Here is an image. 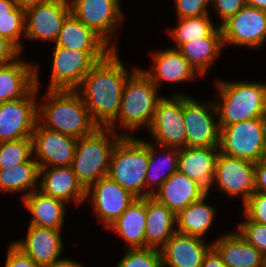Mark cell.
<instances>
[{"instance_id":"obj_1","label":"cell","mask_w":266,"mask_h":267,"mask_svg":"<svg viewBox=\"0 0 266 267\" xmlns=\"http://www.w3.org/2000/svg\"><path fill=\"white\" fill-rule=\"evenodd\" d=\"M137 67L128 71L118 50H112L91 69L76 89L98 127L108 128L117 119L125 82Z\"/></svg>"},{"instance_id":"obj_2","label":"cell","mask_w":266,"mask_h":267,"mask_svg":"<svg viewBox=\"0 0 266 267\" xmlns=\"http://www.w3.org/2000/svg\"><path fill=\"white\" fill-rule=\"evenodd\" d=\"M38 103V122L47 129L76 139L92 134L98 126L76 90H49Z\"/></svg>"},{"instance_id":"obj_3","label":"cell","mask_w":266,"mask_h":267,"mask_svg":"<svg viewBox=\"0 0 266 267\" xmlns=\"http://www.w3.org/2000/svg\"><path fill=\"white\" fill-rule=\"evenodd\" d=\"M159 92L142 68H137L125 82L119 114L108 128L117 133V126H120L127 131H122V136H134L128 132H137L141 127L148 130L157 103L163 97L158 95Z\"/></svg>"},{"instance_id":"obj_4","label":"cell","mask_w":266,"mask_h":267,"mask_svg":"<svg viewBox=\"0 0 266 267\" xmlns=\"http://www.w3.org/2000/svg\"><path fill=\"white\" fill-rule=\"evenodd\" d=\"M214 98L219 128L241 121L263 118L266 111V82L215 79Z\"/></svg>"},{"instance_id":"obj_5","label":"cell","mask_w":266,"mask_h":267,"mask_svg":"<svg viewBox=\"0 0 266 267\" xmlns=\"http://www.w3.org/2000/svg\"><path fill=\"white\" fill-rule=\"evenodd\" d=\"M148 165L149 141L122 136L113 147L108 176L137 198H145Z\"/></svg>"},{"instance_id":"obj_6","label":"cell","mask_w":266,"mask_h":267,"mask_svg":"<svg viewBox=\"0 0 266 267\" xmlns=\"http://www.w3.org/2000/svg\"><path fill=\"white\" fill-rule=\"evenodd\" d=\"M121 137V133L110 128L98 127L92 134L77 139L71 168L86 190L108 176L111 153Z\"/></svg>"},{"instance_id":"obj_7","label":"cell","mask_w":266,"mask_h":267,"mask_svg":"<svg viewBox=\"0 0 266 267\" xmlns=\"http://www.w3.org/2000/svg\"><path fill=\"white\" fill-rule=\"evenodd\" d=\"M49 90H76L91 69L111 51H79L53 48Z\"/></svg>"},{"instance_id":"obj_8","label":"cell","mask_w":266,"mask_h":267,"mask_svg":"<svg viewBox=\"0 0 266 267\" xmlns=\"http://www.w3.org/2000/svg\"><path fill=\"white\" fill-rule=\"evenodd\" d=\"M219 152L258 162L266 157L263 118H253L220 128Z\"/></svg>"},{"instance_id":"obj_9","label":"cell","mask_w":266,"mask_h":267,"mask_svg":"<svg viewBox=\"0 0 266 267\" xmlns=\"http://www.w3.org/2000/svg\"><path fill=\"white\" fill-rule=\"evenodd\" d=\"M183 117L186 147L219 148L220 128L214 100L199 101L184 93Z\"/></svg>"},{"instance_id":"obj_10","label":"cell","mask_w":266,"mask_h":267,"mask_svg":"<svg viewBox=\"0 0 266 267\" xmlns=\"http://www.w3.org/2000/svg\"><path fill=\"white\" fill-rule=\"evenodd\" d=\"M38 70L36 66V87L27 96L0 104V142L32 138L38 122Z\"/></svg>"},{"instance_id":"obj_11","label":"cell","mask_w":266,"mask_h":267,"mask_svg":"<svg viewBox=\"0 0 266 267\" xmlns=\"http://www.w3.org/2000/svg\"><path fill=\"white\" fill-rule=\"evenodd\" d=\"M69 1L71 12L78 19L99 35L113 50H118L117 42L110 39L118 32L121 22L124 21L120 0Z\"/></svg>"},{"instance_id":"obj_12","label":"cell","mask_w":266,"mask_h":267,"mask_svg":"<svg viewBox=\"0 0 266 267\" xmlns=\"http://www.w3.org/2000/svg\"><path fill=\"white\" fill-rule=\"evenodd\" d=\"M147 131L158 145L186 147L183 93H173L171 98L163 96L158 101L153 121Z\"/></svg>"},{"instance_id":"obj_13","label":"cell","mask_w":266,"mask_h":267,"mask_svg":"<svg viewBox=\"0 0 266 267\" xmlns=\"http://www.w3.org/2000/svg\"><path fill=\"white\" fill-rule=\"evenodd\" d=\"M225 45L258 49L266 42V11L245 5L220 25Z\"/></svg>"},{"instance_id":"obj_14","label":"cell","mask_w":266,"mask_h":267,"mask_svg":"<svg viewBox=\"0 0 266 267\" xmlns=\"http://www.w3.org/2000/svg\"><path fill=\"white\" fill-rule=\"evenodd\" d=\"M228 197H240L244 204L255 192V163L219 152L213 185ZM239 195V196H238Z\"/></svg>"},{"instance_id":"obj_15","label":"cell","mask_w":266,"mask_h":267,"mask_svg":"<svg viewBox=\"0 0 266 267\" xmlns=\"http://www.w3.org/2000/svg\"><path fill=\"white\" fill-rule=\"evenodd\" d=\"M136 198L109 176L101 178L86 190V200L90 199L91 208L105 228L117 220Z\"/></svg>"},{"instance_id":"obj_16","label":"cell","mask_w":266,"mask_h":267,"mask_svg":"<svg viewBox=\"0 0 266 267\" xmlns=\"http://www.w3.org/2000/svg\"><path fill=\"white\" fill-rule=\"evenodd\" d=\"M33 157L40 168L71 166L77 139L37 122L32 134Z\"/></svg>"},{"instance_id":"obj_17","label":"cell","mask_w":266,"mask_h":267,"mask_svg":"<svg viewBox=\"0 0 266 267\" xmlns=\"http://www.w3.org/2000/svg\"><path fill=\"white\" fill-rule=\"evenodd\" d=\"M71 13L69 0H51L25 11V39L56 42L66 17Z\"/></svg>"},{"instance_id":"obj_18","label":"cell","mask_w":266,"mask_h":267,"mask_svg":"<svg viewBox=\"0 0 266 267\" xmlns=\"http://www.w3.org/2000/svg\"><path fill=\"white\" fill-rule=\"evenodd\" d=\"M61 230L29 225L25 238L11 243L36 264L44 267L59 261L64 249Z\"/></svg>"},{"instance_id":"obj_19","label":"cell","mask_w":266,"mask_h":267,"mask_svg":"<svg viewBox=\"0 0 266 267\" xmlns=\"http://www.w3.org/2000/svg\"><path fill=\"white\" fill-rule=\"evenodd\" d=\"M152 63L154 65L152 70L142 69L143 72L150 78V80L161 88L162 82L167 83H182L194 80L197 76V71L190 65L182 53L173 48H165L150 52Z\"/></svg>"},{"instance_id":"obj_20","label":"cell","mask_w":266,"mask_h":267,"mask_svg":"<svg viewBox=\"0 0 266 267\" xmlns=\"http://www.w3.org/2000/svg\"><path fill=\"white\" fill-rule=\"evenodd\" d=\"M204 238L175 232L160 249L162 267H201L212 248Z\"/></svg>"},{"instance_id":"obj_21","label":"cell","mask_w":266,"mask_h":267,"mask_svg":"<svg viewBox=\"0 0 266 267\" xmlns=\"http://www.w3.org/2000/svg\"><path fill=\"white\" fill-rule=\"evenodd\" d=\"M39 190L44 194L77 206L86 201V189L77 179L71 166L40 168Z\"/></svg>"},{"instance_id":"obj_22","label":"cell","mask_w":266,"mask_h":267,"mask_svg":"<svg viewBox=\"0 0 266 267\" xmlns=\"http://www.w3.org/2000/svg\"><path fill=\"white\" fill-rule=\"evenodd\" d=\"M219 148H179L178 171L199 183L208 193L212 189Z\"/></svg>"},{"instance_id":"obj_23","label":"cell","mask_w":266,"mask_h":267,"mask_svg":"<svg viewBox=\"0 0 266 267\" xmlns=\"http://www.w3.org/2000/svg\"><path fill=\"white\" fill-rule=\"evenodd\" d=\"M206 193L199 183L177 171L160 186L153 197L177 215Z\"/></svg>"},{"instance_id":"obj_24","label":"cell","mask_w":266,"mask_h":267,"mask_svg":"<svg viewBox=\"0 0 266 267\" xmlns=\"http://www.w3.org/2000/svg\"><path fill=\"white\" fill-rule=\"evenodd\" d=\"M36 87V66L21 60L0 66V104L27 96Z\"/></svg>"},{"instance_id":"obj_25","label":"cell","mask_w":266,"mask_h":267,"mask_svg":"<svg viewBox=\"0 0 266 267\" xmlns=\"http://www.w3.org/2000/svg\"><path fill=\"white\" fill-rule=\"evenodd\" d=\"M212 247L228 267H265L266 257L238 231L219 236Z\"/></svg>"},{"instance_id":"obj_26","label":"cell","mask_w":266,"mask_h":267,"mask_svg":"<svg viewBox=\"0 0 266 267\" xmlns=\"http://www.w3.org/2000/svg\"><path fill=\"white\" fill-rule=\"evenodd\" d=\"M176 232V214L153 196L146 197V247L161 249Z\"/></svg>"},{"instance_id":"obj_27","label":"cell","mask_w":266,"mask_h":267,"mask_svg":"<svg viewBox=\"0 0 266 267\" xmlns=\"http://www.w3.org/2000/svg\"><path fill=\"white\" fill-rule=\"evenodd\" d=\"M22 200L24 208L31 213L29 225L62 230L65 221L66 202L34 190Z\"/></svg>"},{"instance_id":"obj_28","label":"cell","mask_w":266,"mask_h":267,"mask_svg":"<svg viewBox=\"0 0 266 267\" xmlns=\"http://www.w3.org/2000/svg\"><path fill=\"white\" fill-rule=\"evenodd\" d=\"M146 197L136 198L107 229L117 233L128 245L124 249L146 248Z\"/></svg>"},{"instance_id":"obj_29","label":"cell","mask_w":266,"mask_h":267,"mask_svg":"<svg viewBox=\"0 0 266 267\" xmlns=\"http://www.w3.org/2000/svg\"><path fill=\"white\" fill-rule=\"evenodd\" d=\"M55 46L79 51H112L113 49L72 12L66 17Z\"/></svg>"},{"instance_id":"obj_30","label":"cell","mask_w":266,"mask_h":267,"mask_svg":"<svg viewBox=\"0 0 266 267\" xmlns=\"http://www.w3.org/2000/svg\"><path fill=\"white\" fill-rule=\"evenodd\" d=\"M224 47L219 26L210 36L185 43L178 50L197 73L204 76Z\"/></svg>"},{"instance_id":"obj_31","label":"cell","mask_w":266,"mask_h":267,"mask_svg":"<svg viewBox=\"0 0 266 267\" xmlns=\"http://www.w3.org/2000/svg\"><path fill=\"white\" fill-rule=\"evenodd\" d=\"M40 167L33 156L26 162L10 168L0 169V192L22 193L24 199L39 189Z\"/></svg>"},{"instance_id":"obj_32","label":"cell","mask_w":266,"mask_h":267,"mask_svg":"<svg viewBox=\"0 0 266 267\" xmlns=\"http://www.w3.org/2000/svg\"><path fill=\"white\" fill-rule=\"evenodd\" d=\"M208 195L207 192L176 215V232L199 238L205 236L216 214L215 206L206 202Z\"/></svg>"},{"instance_id":"obj_33","label":"cell","mask_w":266,"mask_h":267,"mask_svg":"<svg viewBox=\"0 0 266 267\" xmlns=\"http://www.w3.org/2000/svg\"><path fill=\"white\" fill-rule=\"evenodd\" d=\"M156 145L149 141V165L145 176L146 197L153 196L160 186L178 171L179 148L157 145L163 150L159 153L163 152L164 155L163 158H158Z\"/></svg>"},{"instance_id":"obj_34","label":"cell","mask_w":266,"mask_h":267,"mask_svg":"<svg viewBox=\"0 0 266 267\" xmlns=\"http://www.w3.org/2000/svg\"><path fill=\"white\" fill-rule=\"evenodd\" d=\"M210 17V14H207L198 17L177 18L178 25L167 30L176 44L175 49H179L190 41L210 36L219 27V24L215 26Z\"/></svg>"},{"instance_id":"obj_35","label":"cell","mask_w":266,"mask_h":267,"mask_svg":"<svg viewBox=\"0 0 266 267\" xmlns=\"http://www.w3.org/2000/svg\"><path fill=\"white\" fill-rule=\"evenodd\" d=\"M0 36L8 39L22 52L25 11L17 7L13 0H0Z\"/></svg>"},{"instance_id":"obj_36","label":"cell","mask_w":266,"mask_h":267,"mask_svg":"<svg viewBox=\"0 0 266 267\" xmlns=\"http://www.w3.org/2000/svg\"><path fill=\"white\" fill-rule=\"evenodd\" d=\"M32 155V138L0 142V169H6L24 163Z\"/></svg>"},{"instance_id":"obj_37","label":"cell","mask_w":266,"mask_h":267,"mask_svg":"<svg viewBox=\"0 0 266 267\" xmlns=\"http://www.w3.org/2000/svg\"><path fill=\"white\" fill-rule=\"evenodd\" d=\"M123 250L124 255L115 267H162L159 249L146 247Z\"/></svg>"},{"instance_id":"obj_38","label":"cell","mask_w":266,"mask_h":267,"mask_svg":"<svg viewBox=\"0 0 266 267\" xmlns=\"http://www.w3.org/2000/svg\"><path fill=\"white\" fill-rule=\"evenodd\" d=\"M244 217L245 220L238 224L237 231L266 257V224H259Z\"/></svg>"},{"instance_id":"obj_39","label":"cell","mask_w":266,"mask_h":267,"mask_svg":"<svg viewBox=\"0 0 266 267\" xmlns=\"http://www.w3.org/2000/svg\"><path fill=\"white\" fill-rule=\"evenodd\" d=\"M243 215L250 221L266 224V195L254 192L243 204Z\"/></svg>"},{"instance_id":"obj_40","label":"cell","mask_w":266,"mask_h":267,"mask_svg":"<svg viewBox=\"0 0 266 267\" xmlns=\"http://www.w3.org/2000/svg\"><path fill=\"white\" fill-rule=\"evenodd\" d=\"M177 18L198 17L209 14L211 0H174Z\"/></svg>"},{"instance_id":"obj_41","label":"cell","mask_w":266,"mask_h":267,"mask_svg":"<svg viewBox=\"0 0 266 267\" xmlns=\"http://www.w3.org/2000/svg\"><path fill=\"white\" fill-rule=\"evenodd\" d=\"M211 5L223 23L235 15L246 4L244 0H211Z\"/></svg>"},{"instance_id":"obj_42","label":"cell","mask_w":266,"mask_h":267,"mask_svg":"<svg viewBox=\"0 0 266 267\" xmlns=\"http://www.w3.org/2000/svg\"><path fill=\"white\" fill-rule=\"evenodd\" d=\"M4 267H42L36 264L30 257L22 253L11 242L7 248V256Z\"/></svg>"},{"instance_id":"obj_43","label":"cell","mask_w":266,"mask_h":267,"mask_svg":"<svg viewBox=\"0 0 266 267\" xmlns=\"http://www.w3.org/2000/svg\"><path fill=\"white\" fill-rule=\"evenodd\" d=\"M20 54L22 52L12 42L0 36V66L13 62Z\"/></svg>"},{"instance_id":"obj_44","label":"cell","mask_w":266,"mask_h":267,"mask_svg":"<svg viewBox=\"0 0 266 267\" xmlns=\"http://www.w3.org/2000/svg\"><path fill=\"white\" fill-rule=\"evenodd\" d=\"M255 192L266 195V157L255 163Z\"/></svg>"},{"instance_id":"obj_45","label":"cell","mask_w":266,"mask_h":267,"mask_svg":"<svg viewBox=\"0 0 266 267\" xmlns=\"http://www.w3.org/2000/svg\"><path fill=\"white\" fill-rule=\"evenodd\" d=\"M201 267H228L222 260L221 256L212 247L204 256Z\"/></svg>"},{"instance_id":"obj_46","label":"cell","mask_w":266,"mask_h":267,"mask_svg":"<svg viewBox=\"0 0 266 267\" xmlns=\"http://www.w3.org/2000/svg\"><path fill=\"white\" fill-rule=\"evenodd\" d=\"M13 1L16 3L17 7L26 11L32 7L37 6V5L48 3L51 0H13Z\"/></svg>"},{"instance_id":"obj_47","label":"cell","mask_w":266,"mask_h":267,"mask_svg":"<svg viewBox=\"0 0 266 267\" xmlns=\"http://www.w3.org/2000/svg\"><path fill=\"white\" fill-rule=\"evenodd\" d=\"M44 267H84L81 262L70 260L69 258H61V260L53 262Z\"/></svg>"},{"instance_id":"obj_48","label":"cell","mask_w":266,"mask_h":267,"mask_svg":"<svg viewBox=\"0 0 266 267\" xmlns=\"http://www.w3.org/2000/svg\"><path fill=\"white\" fill-rule=\"evenodd\" d=\"M247 6L256 7L266 11V0H244Z\"/></svg>"},{"instance_id":"obj_49","label":"cell","mask_w":266,"mask_h":267,"mask_svg":"<svg viewBox=\"0 0 266 267\" xmlns=\"http://www.w3.org/2000/svg\"><path fill=\"white\" fill-rule=\"evenodd\" d=\"M263 119H264V127H265V136H266V111L263 115Z\"/></svg>"}]
</instances>
